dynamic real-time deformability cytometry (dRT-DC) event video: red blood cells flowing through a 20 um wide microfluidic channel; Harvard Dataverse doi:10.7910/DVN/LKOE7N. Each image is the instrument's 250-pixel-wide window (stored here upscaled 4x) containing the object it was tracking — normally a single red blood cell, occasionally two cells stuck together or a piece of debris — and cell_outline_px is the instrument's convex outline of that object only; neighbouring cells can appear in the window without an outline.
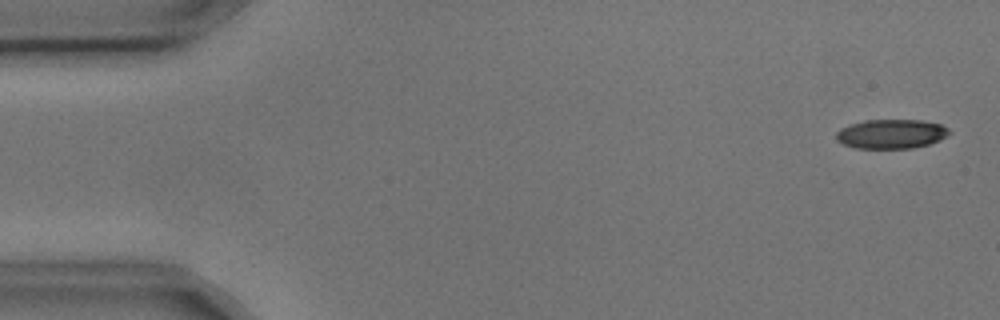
{"species": "common noctule bat (a hibernating species)", "species_latin": "Nyctalus noctula", "temperature_condition": "cold", "stored_images_in_passage": 4, "camera_frame_rate_fps": 3000, "um_per_image_px": 0.085, "animal": {"sex": "male", "body_mass_g": 17.9, "forearm_length_mm": 54.2}, "frame": {"image": 1, "passage_image": 1, "time_ms": 0.0, "image_size_px": [1000, 320], "cell_outline_px": [[952, 132], [948, 136], [940, 140], [928, 144], [912, 148], [856, 148], [844, 144], [836, 140], [836, 132], [840, 128], [848, 124], [864, 120], [920, 120], [940, 124], [948, 128]], "centroid_in_image_um": [75.75, 11.38], "position_along_channel_um": 9.2, "area_um2": 19.42}}